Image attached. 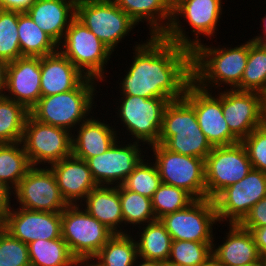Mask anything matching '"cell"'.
<instances>
[{"label":"cell","mask_w":266,"mask_h":266,"mask_svg":"<svg viewBox=\"0 0 266 266\" xmlns=\"http://www.w3.org/2000/svg\"><path fill=\"white\" fill-rule=\"evenodd\" d=\"M82 209L68 205L61 212L62 238L78 261H91L114 233Z\"/></svg>","instance_id":"obj_7"},{"label":"cell","mask_w":266,"mask_h":266,"mask_svg":"<svg viewBox=\"0 0 266 266\" xmlns=\"http://www.w3.org/2000/svg\"><path fill=\"white\" fill-rule=\"evenodd\" d=\"M172 241L213 243V225L218 223L214 200L195 199L186 208L161 217Z\"/></svg>","instance_id":"obj_12"},{"label":"cell","mask_w":266,"mask_h":266,"mask_svg":"<svg viewBox=\"0 0 266 266\" xmlns=\"http://www.w3.org/2000/svg\"><path fill=\"white\" fill-rule=\"evenodd\" d=\"M118 140L106 152L86 160L98 186L122 185L145 157L141 149L142 143L134 141L124 145L123 140Z\"/></svg>","instance_id":"obj_17"},{"label":"cell","mask_w":266,"mask_h":266,"mask_svg":"<svg viewBox=\"0 0 266 266\" xmlns=\"http://www.w3.org/2000/svg\"><path fill=\"white\" fill-rule=\"evenodd\" d=\"M222 0H173V15L171 24L163 37L171 43L193 51L201 44V34L211 38L218 31V22L222 17ZM183 17V18H182ZM186 24L193 30L195 39H191L189 32L183 28ZM187 33V34H186ZM214 34V35H213Z\"/></svg>","instance_id":"obj_5"},{"label":"cell","mask_w":266,"mask_h":266,"mask_svg":"<svg viewBox=\"0 0 266 266\" xmlns=\"http://www.w3.org/2000/svg\"><path fill=\"white\" fill-rule=\"evenodd\" d=\"M213 243L172 241L167 263L172 266H199L212 255Z\"/></svg>","instance_id":"obj_37"},{"label":"cell","mask_w":266,"mask_h":266,"mask_svg":"<svg viewBox=\"0 0 266 266\" xmlns=\"http://www.w3.org/2000/svg\"><path fill=\"white\" fill-rule=\"evenodd\" d=\"M2 227V215L0 214V228Z\"/></svg>","instance_id":"obj_53"},{"label":"cell","mask_w":266,"mask_h":266,"mask_svg":"<svg viewBox=\"0 0 266 266\" xmlns=\"http://www.w3.org/2000/svg\"><path fill=\"white\" fill-rule=\"evenodd\" d=\"M223 91V116L230 132L241 142L261 126L262 94L227 87Z\"/></svg>","instance_id":"obj_19"},{"label":"cell","mask_w":266,"mask_h":266,"mask_svg":"<svg viewBox=\"0 0 266 266\" xmlns=\"http://www.w3.org/2000/svg\"><path fill=\"white\" fill-rule=\"evenodd\" d=\"M133 47L131 66L119 83L120 96L163 98L168 102L183 98L193 81L192 51L163 36H150Z\"/></svg>","instance_id":"obj_1"},{"label":"cell","mask_w":266,"mask_h":266,"mask_svg":"<svg viewBox=\"0 0 266 266\" xmlns=\"http://www.w3.org/2000/svg\"><path fill=\"white\" fill-rule=\"evenodd\" d=\"M149 147L162 183L181 188L194 199L207 198L204 159L169 151L158 143Z\"/></svg>","instance_id":"obj_9"},{"label":"cell","mask_w":266,"mask_h":266,"mask_svg":"<svg viewBox=\"0 0 266 266\" xmlns=\"http://www.w3.org/2000/svg\"><path fill=\"white\" fill-rule=\"evenodd\" d=\"M212 92L201 89L192 81L186 88L184 98L194 107L200 129L213 147L240 142L230 132L223 116L222 92L218 91L216 95Z\"/></svg>","instance_id":"obj_16"},{"label":"cell","mask_w":266,"mask_h":266,"mask_svg":"<svg viewBox=\"0 0 266 266\" xmlns=\"http://www.w3.org/2000/svg\"><path fill=\"white\" fill-rule=\"evenodd\" d=\"M17 28L18 11L0 9V59L8 63L23 57Z\"/></svg>","instance_id":"obj_38"},{"label":"cell","mask_w":266,"mask_h":266,"mask_svg":"<svg viewBox=\"0 0 266 266\" xmlns=\"http://www.w3.org/2000/svg\"><path fill=\"white\" fill-rule=\"evenodd\" d=\"M139 259V260H138ZM142 261H141V260ZM165 263L137 257L134 266H164Z\"/></svg>","instance_id":"obj_47"},{"label":"cell","mask_w":266,"mask_h":266,"mask_svg":"<svg viewBox=\"0 0 266 266\" xmlns=\"http://www.w3.org/2000/svg\"><path fill=\"white\" fill-rule=\"evenodd\" d=\"M242 228H258L266 226V197L255 204L239 223Z\"/></svg>","instance_id":"obj_42"},{"label":"cell","mask_w":266,"mask_h":266,"mask_svg":"<svg viewBox=\"0 0 266 266\" xmlns=\"http://www.w3.org/2000/svg\"><path fill=\"white\" fill-rule=\"evenodd\" d=\"M164 266H172V265H170V264H168V263H165Z\"/></svg>","instance_id":"obj_54"},{"label":"cell","mask_w":266,"mask_h":266,"mask_svg":"<svg viewBox=\"0 0 266 266\" xmlns=\"http://www.w3.org/2000/svg\"><path fill=\"white\" fill-rule=\"evenodd\" d=\"M0 266H31L26 243L0 228Z\"/></svg>","instance_id":"obj_40"},{"label":"cell","mask_w":266,"mask_h":266,"mask_svg":"<svg viewBox=\"0 0 266 266\" xmlns=\"http://www.w3.org/2000/svg\"><path fill=\"white\" fill-rule=\"evenodd\" d=\"M58 46V50L86 77L104 82L105 65L113 52L76 17Z\"/></svg>","instance_id":"obj_6"},{"label":"cell","mask_w":266,"mask_h":266,"mask_svg":"<svg viewBox=\"0 0 266 266\" xmlns=\"http://www.w3.org/2000/svg\"><path fill=\"white\" fill-rule=\"evenodd\" d=\"M2 227L27 245L62 237L61 213L11 207L2 215Z\"/></svg>","instance_id":"obj_18"},{"label":"cell","mask_w":266,"mask_h":266,"mask_svg":"<svg viewBox=\"0 0 266 266\" xmlns=\"http://www.w3.org/2000/svg\"><path fill=\"white\" fill-rule=\"evenodd\" d=\"M17 30L23 57H43L58 51V44L26 12H18Z\"/></svg>","instance_id":"obj_29"},{"label":"cell","mask_w":266,"mask_h":266,"mask_svg":"<svg viewBox=\"0 0 266 266\" xmlns=\"http://www.w3.org/2000/svg\"><path fill=\"white\" fill-rule=\"evenodd\" d=\"M146 160L139 162L122 185L127 190L152 198L162 182L154 162Z\"/></svg>","instance_id":"obj_39"},{"label":"cell","mask_w":266,"mask_h":266,"mask_svg":"<svg viewBox=\"0 0 266 266\" xmlns=\"http://www.w3.org/2000/svg\"><path fill=\"white\" fill-rule=\"evenodd\" d=\"M195 199L185 190L161 183L151 198L152 209L157 220L186 208Z\"/></svg>","instance_id":"obj_36"},{"label":"cell","mask_w":266,"mask_h":266,"mask_svg":"<svg viewBox=\"0 0 266 266\" xmlns=\"http://www.w3.org/2000/svg\"><path fill=\"white\" fill-rule=\"evenodd\" d=\"M40 57H21L9 62L4 97L30 111L41 96Z\"/></svg>","instance_id":"obj_20"},{"label":"cell","mask_w":266,"mask_h":266,"mask_svg":"<svg viewBox=\"0 0 266 266\" xmlns=\"http://www.w3.org/2000/svg\"><path fill=\"white\" fill-rule=\"evenodd\" d=\"M119 101L121 104L116 108H119L116 112L117 118H120L132 139L143 143L142 145L157 144L162 129L163 113L169 102L163 98L132 95H122Z\"/></svg>","instance_id":"obj_10"},{"label":"cell","mask_w":266,"mask_h":266,"mask_svg":"<svg viewBox=\"0 0 266 266\" xmlns=\"http://www.w3.org/2000/svg\"><path fill=\"white\" fill-rule=\"evenodd\" d=\"M75 266H96L93 261H77Z\"/></svg>","instance_id":"obj_51"},{"label":"cell","mask_w":266,"mask_h":266,"mask_svg":"<svg viewBox=\"0 0 266 266\" xmlns=\"http://www.w3.org/2000/svg\"><path fill=\"white\" fill-rule=\"evenodd\" d=\"M35 0H0V9L26 12Z\"/></svg>","instance_id":"obj_44"},{"label":"cell","mask_w":266,"mask_h":266,"mask_svg":"<svg viewBox=\"0 0 266 266\" xmlns=\"http://www.w3.org/2000/svg\"><path fill=\"white\" fill-rule=\"evenodd\" d=\"M21 142L31 166H50L72 155L70 131L41 123L30 114L25 122Z\"/></svg>","instance_id":"obj_11"},{"label":"cell","mask_w":266,"mask_h":266,"mask_svg":"<svg viewBox=\"0 0 266 266\" xmlns=\"http://www.w3.org/2000/svg\"><path fill=\"white\" fill-rule=\"evenodd\" d=\"M119 197L123 225L140 227L157 220L152 209L151 198L127 190L123 185H119Z\"/></svg>","instance_id":"obj_35"},{"label":"cell","mask_w":266,"mask_h":266,"mask_svg":"<svg viewBox=\"0 0 266 266\" xmlns=\"http://www.w3.org/2000/svg\"><path fill=\"white\" fill-rule=\"evenodd\" d=\"M261 126L266 130V93L262 94Z\"/></svg>","instance_id":"obj_49"},{"label":"cell","mask_w":266,"mask_h":266,"mask_svg":"<svg viewBox=\"0 0 266 266\" xmlns=\"http://www.w3.org/2000/svg\"><path fill=\"white\" fill-rule=\"evenodd\" d=\"M137 228L140 232L137 231L138 235L135 234L134 238L137 240L138 257L167 263L172 238L160 220Z\"/></svg>","instance_id":"obj_28"},{"label":"cell","mask_w":266,"mask_h":266,"mask_svg":"<svg viewBox=\"0 0 266 266\" xmlns=\"http://www.w3.org/2000/svg\"><path fill=\"white\" fill-rule=\"evenodd\" d=\"M241 143L252 167L266 173V130L262 126L257 127Z\"/></svg>","instance_id":"obj_41"},{"label":"cell","mask_w":266,"mask_h":266,"mask_svg":"<svg viewBox=\"0 0 266 266\" xmlns=\"http://www.w3.org/2000/svg\"><path fill=\"white\" fill-rule=\"evenodd\" d=\"M29 114L22 104L0 97V143L21 142Z\"/></svg>","instance_id":"obj_34"},{"label":"cell","mask_w":266,"mask_h":266,"mask_svg":"<svg viewBox=\"0 0 266 266\" xmlns=\"http://www.w3.org/2000/svg\"><path fill=\"white\" fill-rule=\"evenodd\" d=\"M76 18L112 52L137 25L113 0H77Z\"/></svg>","instance_id":"obj_8"},{"label":"cell","mask_w":266,"mask_h":266,"mask_svg":"<svg viewBox=\"0 0 266 266\" xmlns=\"http://www.w3.org/2000/svg\"><path fill=\"white\" fill-rule=\"evenodd\" d=\"M76 2L77 0H35L26 13L59 45L76 17Z\"/></svg>","instance_id":"obj_23"},{"label":"cell","mask_w":266,"mask_h":266,"mask_svg":"<svg viewBox=\"0 0 266 266\" xmlns=\"http://www.w3.org/2000/svg\"><path fill=\"white\" fill-rule=\"evenodd\" d=\"M96 81L86 77L71 91L41 97L29 111L30 115L41 123L61 127L72 133L77 125L91 116L97 93L95 88L98 87Z\"/></svg>","instance_id":"obj_4"},{"label":"cell","mask_w":266,"mask_h":266,"mask_svg":"<svg viewBox=\"0 0 266 266\" xmlns=\"http://www.w3.org/2000/svg\"><path fill=\"white\" fill-rule=\"evenodd\" d=\"M31 167L22 142L0 143V180L13 191Z\"/></svg>","instance_id":"obj_32"},{"label":"cell","mask_w":266,"mask_h":266,"mask_svg":"<svg viewBox=\"0 0 266 266\" xmlns=\"http://www.w3.org/2000/svg\"><path fill=\"white\" fill-rule=\"evenodd\" d=\"M207 198L214 199L223 189L242 180L253 168L241 142L213 147L204 160Z\"/></svg>","instance_id":"obj_13"},{"label":"cell","mask_w":266,"mask_h":266,"mask_svg":"<svg viewBox=\"0 0 266 266\" xmlns=\"http://www.w3.org/2000/svg\"><path fill=\"white\" fill-rule=\"evenodd\" d=\"M244 266H266V259H261L259 261Z\"/></svg>","instance_id":"obj_52"},{"label":"cell","mask_w":266,"mask_h":266,"mask_svg":"<svg viewBox=\"0 0 266 266\" xmlns=\"http://www.w3.org/2000/svg\"><path fill=\"white\" fill-rule=\"evenodd\" d=\"M56 179L59 191L68 205L82 203L96 187L92 173L85 160L73 155L48 166ZM80 200V201H79Z\"/></svg>","instance_id":"obj_21"},{"label":"cell","mask_w":266,"mask_h":266,"mask_svg":"<svg viewBox=\"0 0 266 266\" xmlns=\"http://www.w3.org/2000/svg\"><path fill=\"white\" fill-rule=\"evenodd\" d=\"M8 62L0 59V97L5 93Z\"/></svg>","instance_id":"obj_46"},{"label":"cell","mask_w":266,"mask_h":266,"mask_svg":"<svg viewBox=\"0 0 266 266\" xmlns=\"http://www.w3.org/2000/svg\"><path fill=\"white\" fill-rule=\"evenodd\" d=\"M243 229L249 230L251 232L261 258L266 259V226Z\"/></svg>","instance_id":"obj_43"},{"label":"cell","mask_w":266,"mask_h":266,"mask_svg":"<svg viewBox=\"0 0 266 266\" xmlns=\"http://www.w3.org/2000/svg\"><path fill=\"white\" fill-rule=\"evenodd\" d=\"M41 96H50L75 89L86 76L59 50L40 57Z\"/></svg>","instance_id":"obj_22"},{"label":"cell","mask_w":266,"mask_h":266,"mask_svg":"<svg viewBox=\"0 0 266 266\" xmlns=\"http://www.w3.org/2000/svg\"><path fill=\"white\" fill-rule=\"evenodd\" d=\"M158 144L169 151L204 160L213 149L200 129L194 107L184 97L166 105Z\"/></svg>","instance_id":"obj_3"},{"label":"cell","mask_w":266,"mask_h":266,"mask_svg":"<svg viewBox=\"0 0 266 266\" xmlns=\"http://www.w3.org/2000/svg\"><path fill=\"white\" fill-rule=\"evenodd\" d=\"M138 26L147 22L150 36H163L173 15V0H113ZM147 20V21H146Z\"/></svg>","instance_id":"obj_27"},{"label":"cell","mask_w":266,"mask_h":266,"mask_svg":"<svg viewBox=\"0 0 266 266\" xmlns=\"http://www.w3.org/2000/svg\"><path fill=\"white\" fill-rule=\"evenodd\" d=\"M199 266H223L218 259L212 254Z\"/></svg>","instance_id":"obj_50"},{"label":"cell","mask_w":266,"mask_h":266,"mask_svg":"<svg viewBox=\"0 0 266 266\" xmlns=\"http://www.w3.org/2000/svg\"><path fill=\"white\" fill-rule=\"evenodd\" d=\"M221 46H208L202 42L192 51L193 82L201 89L211 92L212 87H222L223 83L236 89L241 83L248 60L249 40L234 48Z\"/></svg>","instance_id":"obj_2"},{"label":"cell","mask_w":266,"mask_h":266,"mask_svg":"<svg viewBox=\"0 0 266 266\" xmlns=\"http://www.w3.org/2000/svg\"><path fill=\"white\" fill-rule=\"evenodd\" d=\"M263 22V24H260V25H263V29L261 32L262 36L260 34H258V36H255L253 37L251 40L254 42V43H266V15L262 18L261 20Z\"/></svg>","instance_id":"obj_48"},{"label":"cell","mask_w":266,"mask_h":266,"mask_svg":"<svg viewBox=\"0 0 266 266\" xmlns=\"http://www.w3.org/2000/svg\"><path fill=\"white\" fill-rule=\"evenodd\" d=\"M13 190L0 180V214L3 215L11 208Z\"/></svg>","instance_id":"obj_45"},{"label":"cell","mask_w":266,"mask_h":266,"mask_svg":"<svg viewBox=\"0 0 266 266\" xmlns=\"http://www.w3.org/2000/svg\"><path fill=\"white\" fill-rule=\"evenodd\" d=\"M131 235L114 234L91 261L96 260L93 262L96 266H134L138 251Z\"/></svg>","instance_id":"obj_30"},{"label":"cell","mask_w":266,"mask_h":266,"mask_svg":"<svg viewBox=\"0 0 266 266\" xmlns=\"http://www.w3.org/2000/svg\"><path fill=\"white\" fill-rule=\"evenodd\" d=\"M227 226L229 231L221 245L214 242L212 246V254L223 266H244L262 259L249 230L239 224Z\"/></svg>","instance_id":"obj_25"},{"label":"cell","mask_w":266,"mask_h":266,"mask_svg":"<svg viewBox=\"0 0 266 266\" xmlns=\"http://www.w3.org/2000/svg\"><path fill=\"white\" fill-rule=\"evenodd\" d=\"M263 197H266V173L252 168L242 180L226 187L213 199L219 224L224 221L239 224Z\"/></svg>","instance_id":"obj_14"},{"label":"cell","mask_w":266,"mask_h":266,"mask_svg":"<svg viewBox=\"0 0 266 266\" xmlns=\"http://www.w3.org/2000/svg\"><path fill=\"white\" fill-rule=\"evenodd\" d=\"M28 249L31 266H75L78 261L62 237L33 241Z\"/></svg>","instance_id":"obj_31"},{"label":"cell","mask_w":266,"mask_h":266,"mask_svg":"<svg viewBox=\"0 0 266 266\" xmlns=\"http://www.w3.org/2000/svg\"><path fill=\"white\" fill-rule=\"evenodd\" d=\"M101 119L90 116L78 125L72 134V155L83 160L95 157L107 149L120 138L110 124ZM115 130V131H114ZM75 131L77 134H75Z\"/></svg>","instance_id":"obj_24"},{"label":"cell","mask_w":266,"mask_h":266,"mask_svg":"<svg viewBox=\"0 0 266 266\" xmlns=\"http://www.w3.org/2000/svg\"><path fill=\"white\" fill-rule=\"evenodd\" d=\"M82 202L85 204L81 203V207H84L86 212L104 224L114 234L131 233V230L127 232V229H122L126 226L122 224L123 215L119 186H98Z\"/></svg>","instance_id":"obj_26"},{"label":"cell","mask_w":266,"mask_h":266,"mask_svg":"<svg viewBox=\"0 0 266 266\" xmlns=\"http://www.w3.org/2000/svg\"><path fill=\"white\" fill-rule=\"evenodd\" d=\"M236 90L266 93V43H254L249 39L247 64Z\"/></svg>","instance_id":"obj_33"},{"label":"cell","mask_w":266,"mask_h":266,"mask_svg":"<svg viewBox=\"0 0 266 266\" xmlns=\"http://www.w3.org/2000/svg\"><path fill=\"white\" fill-rule=\"evenodd\" d=\"M44 167L32 166L20 180L13 195L21 208L61 213L68 204L59 191L52 170L48 166Z\"/></svg>","instance_id":"obj_15"}]
</instances>
